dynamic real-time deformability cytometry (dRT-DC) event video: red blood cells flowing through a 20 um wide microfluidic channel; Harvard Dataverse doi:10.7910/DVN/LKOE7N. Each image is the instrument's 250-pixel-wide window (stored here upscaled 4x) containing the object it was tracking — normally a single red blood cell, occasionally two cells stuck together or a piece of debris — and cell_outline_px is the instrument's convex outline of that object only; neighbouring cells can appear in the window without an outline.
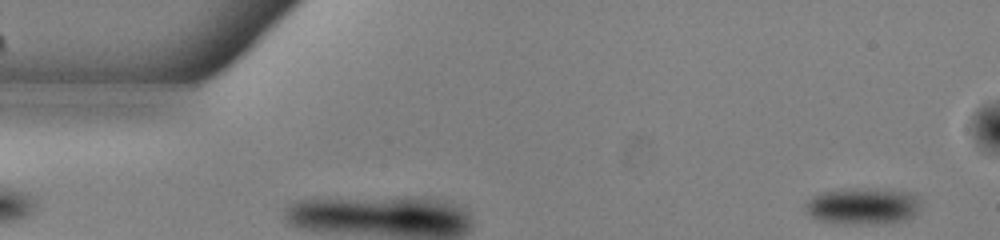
{"species": "common noctule bat (a hibernating species)", "species_latin": "Nyctalus noctula", "temperature_condition": "warm", "stored_images_in_passage": 50, "camera_frame_rate_fps": 3000, "um_per_image_px": 0.085, "animal": {"sex": "male", "body_mass_g": 13.0, "forearm_length_mm": 53.1}, "frame": {"image": 1, "passage_image": 3, "time_ms": 0.667, "image_size_px": [1000, 240], "cell_outline_px": [[920, 212], [904, 220], [888, 224], [832, 224], [816, 220], [808, 216], [804, 208], [804, 204], [812, 196], [820, 192], [844, 188], [876, 188], [912, 192], [920, 196]], "centroid_in_image_um": [73.33, 17.52], "position_along_channel_um": 11.7, "area_um2": 25.84}}
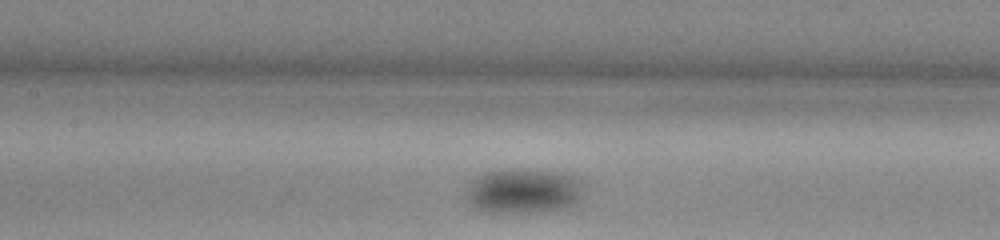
{"frame": {"image": 2, "passage_image": 24, "time_ms": 7.667, "image_size_px": [1000, 240], "cell_outline_px": [[580, 196], [576, 204], [564, 208], [528, 212], [492, 212], [476, 208], [468, 200], [464, 188], [468, 180], [484, 172], [500, 168], [560, 172], [576, 176], [580, 180]], "centroid_in_image_um": [44.41, 16.2], "position_along_channel_um": 163.0, "area_um2": 30.81}}
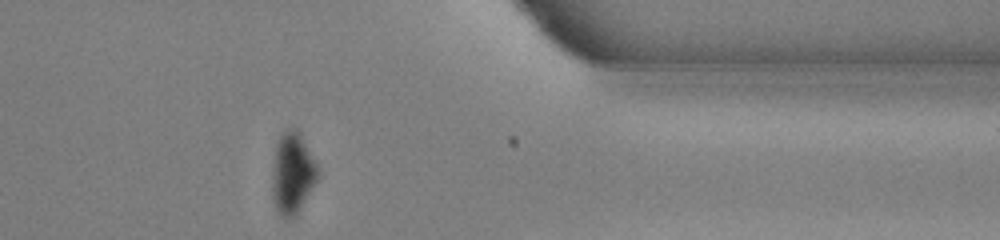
{"frame": {"image": 3, "passage_image": 43, "time_ms": 14.0, "image_size_px": [1000, 240], "cell_outline_px": [[320, 172], [316, 180], [300, 208], [288, 220], [284, 220], [280, 216], [272, 200], [272, 172], [276, 144], [280, 136], [288, 128], [296, 128], [300, 132]], "centroid_in_image_um": [24.83, 14.72], "position_along_channel_um": 386.6, "area_um2": 21.39}, "authors_computed_cell_mechanics": {"area_um2": 26.9637, "velocity_mm_per_s": 3.8429, "shape_relaxation_time_tau1_ms": 9.2526, "shape_relaxation_time_tau2_ms": null, "deformation_change_tau1": 0.123, "deformation_change_tau2": null}}